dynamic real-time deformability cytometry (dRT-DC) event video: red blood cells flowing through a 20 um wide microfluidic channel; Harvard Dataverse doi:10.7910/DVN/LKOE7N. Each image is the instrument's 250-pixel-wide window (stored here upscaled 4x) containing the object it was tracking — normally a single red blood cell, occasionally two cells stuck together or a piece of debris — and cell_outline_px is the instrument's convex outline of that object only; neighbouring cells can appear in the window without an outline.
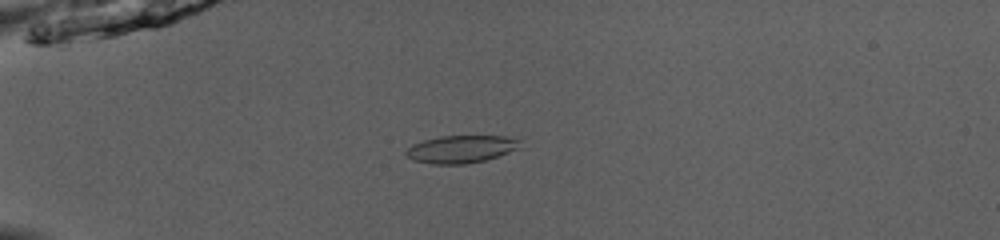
{"species": "common noctule bat (a hibernating species)", "species_latin": "Nyctalus noctula", "temperature_condition": "room temperature", "stored_images_in_passage": 52, "camera_frame_rate_fps": 3000, "um_per_image_px": 0.085, "animal": {"sex": "male", "body_mass_g": 13.0, "forearm_length_mm": 53.1}, "frame": {"image": 1, "passage_image": 16, "time_ms": 5.0, "image_size_px": [1000, 240], "cell_outline_px": [[516, 148], [508, 152], [484, 160], [464, 164], [432, 164], [416, 160], [408, 156], [404, 152], [412, 144], [424, 140], [440, 136], [504, 136], [516, 140]], "centroid_in_image_um": [39.09, 12.67], "position_along_channel_um": 45.9, "area_um2": 17.69}}
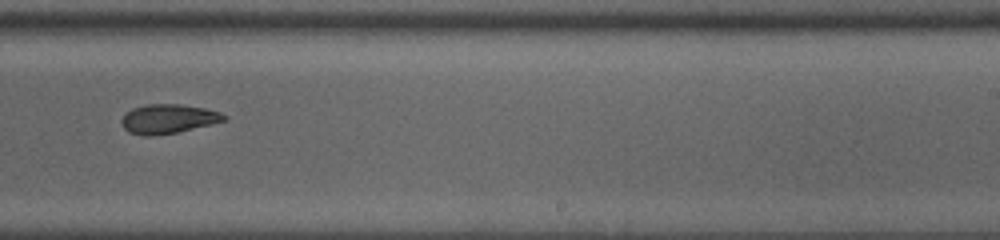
{"frame": {"image": 2, "passage_image": 35, "time_ms": 11.333, "image_size_px": [1000, 240], "cell_outline_px": [[228, 120], [212, 124], [176, 132], [152, 136], [144, 136], [128, 132], [124, 128], [120, 120], [132, 108], [148, 104], [180, 104], [204, 108], [220, 112], [228, 116]], "centroid_in_image_um": [14.32, 10.1], "position_along_channel_um": 274.7, "area_um2": 17.46}}
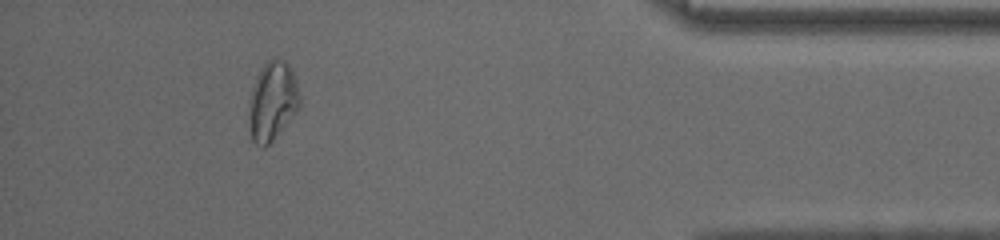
{"frame": {"image": 3, "passage_image": 48, "time_ms": 15.667, "image_size_px": [1000, 240], "cell_outline_px": [[300, 108], [272, 140], [264, 148], [256, 144], [252, 140], [248, 116], [248, 112], [252, 88], [256, 76], [260, 68], [268, 60], [284, 60], [288, 64], [296, 80], [300, 96]], "centroid_in_image_um": [23.15, 8.6], "position_along_channel_um": 412.0, "area_um2": 23.18}, "authors_computed_cell_mechanics": {"area_um2": 18.5827, "velocity_mm_per_s": 4.0563, "shape_relaxation_time_tau1_ms": 6.8448, "shape_relaxation_time_tau2_ms": 10.4948, "deformation_change_tau1": 0.1532, "deformation_change_tau2": 0.2051}}